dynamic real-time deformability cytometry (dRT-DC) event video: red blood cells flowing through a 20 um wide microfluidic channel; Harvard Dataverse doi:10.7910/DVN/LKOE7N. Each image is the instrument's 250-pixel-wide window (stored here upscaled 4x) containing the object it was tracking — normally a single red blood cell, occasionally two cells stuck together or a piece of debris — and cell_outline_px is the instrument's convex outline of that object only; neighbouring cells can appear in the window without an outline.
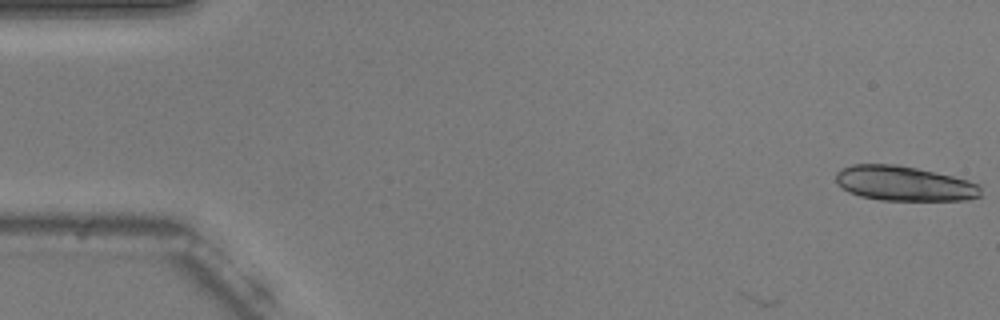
{"species": "common noctule bat (a hibernating species)", "species_latin": "Nyctalus noctula", "temperature_condition": "warm", "stored_images_in_passage": 12, "camera_frame_rate_fps": 3000, "um_per_image_px": 0.085, "animal": {"sex": "male", "body_mass_g": 20.5, "forearm_length_mm": 52.5}, "frame": {"image": 1, "passage_image": 1, "time_ms": 0.0, "image_size_px": [1000, 320], "cell_outline_px": [[980, 196], [968, 200], [880, 200], [860, 196], [848, 192], [836, 180], [836, 172], [840, 168], [852, 164], [896, 164], [916, 168], [952, 176], [968, 180], [976, 184], [980, 188]], "centroid_in_image_um": [76.82, 15.59], "position_along_channel_um": 8.2, "area_um2": 29.25}}